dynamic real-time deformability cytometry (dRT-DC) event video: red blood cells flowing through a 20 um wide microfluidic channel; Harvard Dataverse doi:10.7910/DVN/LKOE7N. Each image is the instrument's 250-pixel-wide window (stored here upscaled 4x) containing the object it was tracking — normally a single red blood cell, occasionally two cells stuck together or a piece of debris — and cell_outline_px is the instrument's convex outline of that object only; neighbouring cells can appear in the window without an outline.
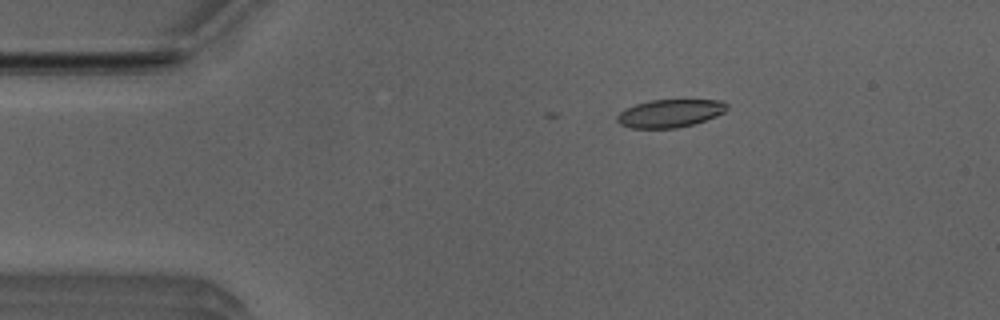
{"species": "Egyptian fruit bat (a non-hibernating species)", "species_latin": "Rousettus aegyptiacus", "temperature_condition": "room temperature", "stored_images_in_passage": 16, "camera_frame_rate_fps": 3000, "um_per_image_px": 0.085, "animal": {"sex": "male"}, "frame": {"image": 1, "passage_image": 9, "time_ms": 2.667, "image_size_px": [1000, 320], "cell_outline_px": [[728, 108], [724, 112], [716, 116], [692, 124], [676, 128], [628, 128], [620, 124], [616, 120], [616, 116], [624, 108], [636, 104], [652, 100], [720, 100], [728, 104]], "centroid_in_image_um": [56.91, 9.63], "position_along_channel_um": 28.1, "area_um2": 17.86}}